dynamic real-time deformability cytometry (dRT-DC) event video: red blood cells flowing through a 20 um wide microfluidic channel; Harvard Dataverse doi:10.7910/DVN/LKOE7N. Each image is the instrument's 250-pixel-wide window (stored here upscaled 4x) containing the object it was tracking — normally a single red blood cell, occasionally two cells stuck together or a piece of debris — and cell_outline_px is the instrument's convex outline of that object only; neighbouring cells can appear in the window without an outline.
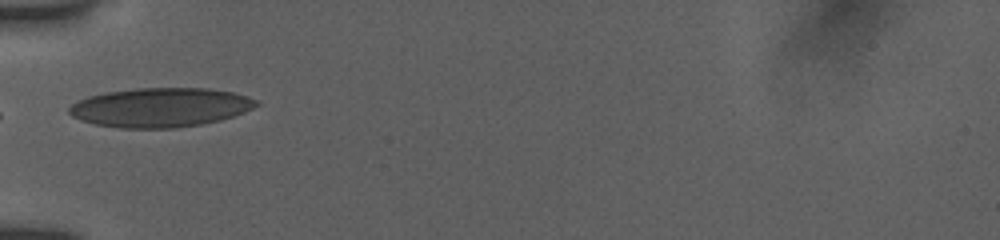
{"species": "human", "species_latin": "Homo sapiens", "temperature_condition": "room temperature", "stored_images_in_passage": 12, "camera_frame_rate_fps": 3000, "um_per_image_px": 0.085, "donor": {"sex": "female"}, "frame": {"image": 1, "passage_image": 1, "time_ms": 0.0, "image_size_px": [1000, 240], "cell_outline_px": [[260, 104], [244, 112], [220, 120], [200, 124], [176, 128], [120, 128], [96, 124], [80, 120], [72, 116], [68, 112], [68, 108], [72, 104], [88, 96], [108, 92], [136, 88], [208, 88], [232, 92], [256, 100]], "centroid_in_image_um": [13.61, 9.13], "position_along_channel_um": 71.4, "area_um2": 42.54}}